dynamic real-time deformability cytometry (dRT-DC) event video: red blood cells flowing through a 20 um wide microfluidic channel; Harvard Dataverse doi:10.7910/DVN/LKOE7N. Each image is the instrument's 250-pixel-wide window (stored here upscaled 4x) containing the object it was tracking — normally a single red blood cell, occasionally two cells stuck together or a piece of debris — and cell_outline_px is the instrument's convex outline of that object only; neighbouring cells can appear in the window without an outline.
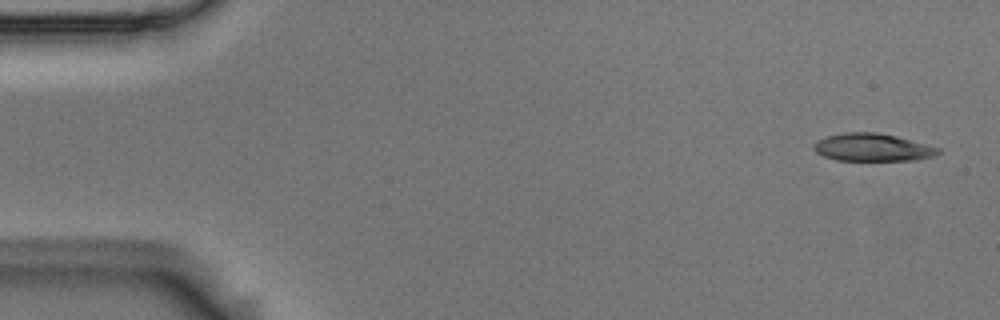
{"species": "Egyptian fruit bat (a non-hibernating species)", "species_latin": "Rousettus aegyptiacus", "temperature_condition": "room temperature", "stored_images_in_passage": 13, "camera_frame_rate_fps": 3000, "um_per_image_px": 0.085, "animal": {"sex": "male"}, "frame": {"image": 1, "passage_image": 2, "time_ms": 0.333, "image_size_px": [1000, 320], "cell_outline_px": [[940, 152], [936, 156], [916, 160], [836, 160], [824, 156], [816, 152], [816, 140], [828, 136], [844, 132], [876, 132], [896, 136], [940, 148]], "centroid_in_image_um": [74.2, 12.53], "position_along_channel_um": 10.8, "area_um2": 19.88}}